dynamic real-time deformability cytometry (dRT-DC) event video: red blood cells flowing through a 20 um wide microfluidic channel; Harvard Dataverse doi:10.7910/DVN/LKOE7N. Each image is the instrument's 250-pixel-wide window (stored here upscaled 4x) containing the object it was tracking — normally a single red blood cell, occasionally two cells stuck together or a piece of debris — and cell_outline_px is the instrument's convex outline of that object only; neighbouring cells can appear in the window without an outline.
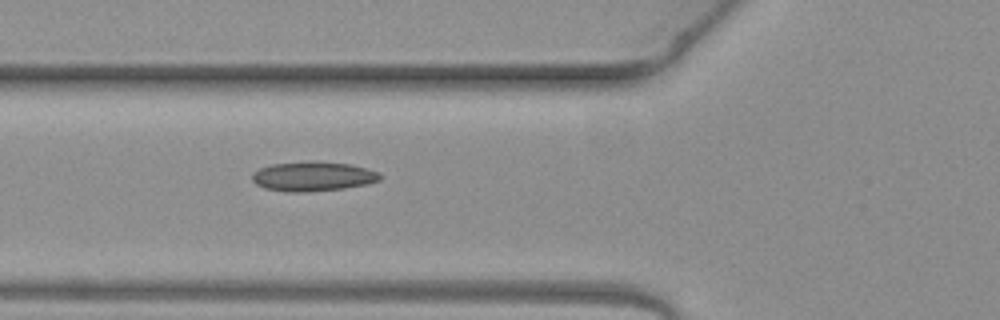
{"species": "common noctule bat (a hibernating species)", "species_latin": "Nyctalus noctula", "temperature_condition": "warm", "stored_images_in_passage": 2, "camera_frame_rate_fps": 3000, "um_per_image_px": 0.085, "animal": {"sex": "female", "body_mass_g": 19.3, "forearm_length_mm": 54.1}, "frame": {"image": 1, "passage_image": 2, "time_ms": 0.333, "image_size_px": [1000, 320], "cell_outline_px": [[380, 180], [368, 184], [344, 188], [304, 192], [284, 192], [264, 188], [256, 184], [252, 180], [252, 172], [260, 168], [272, 164], [352, 164], [380, 172]], "centroid_in_image_um": [26.6, 15.04], "position_along_channel_um": 99.2, "area_um2": 21.15}}